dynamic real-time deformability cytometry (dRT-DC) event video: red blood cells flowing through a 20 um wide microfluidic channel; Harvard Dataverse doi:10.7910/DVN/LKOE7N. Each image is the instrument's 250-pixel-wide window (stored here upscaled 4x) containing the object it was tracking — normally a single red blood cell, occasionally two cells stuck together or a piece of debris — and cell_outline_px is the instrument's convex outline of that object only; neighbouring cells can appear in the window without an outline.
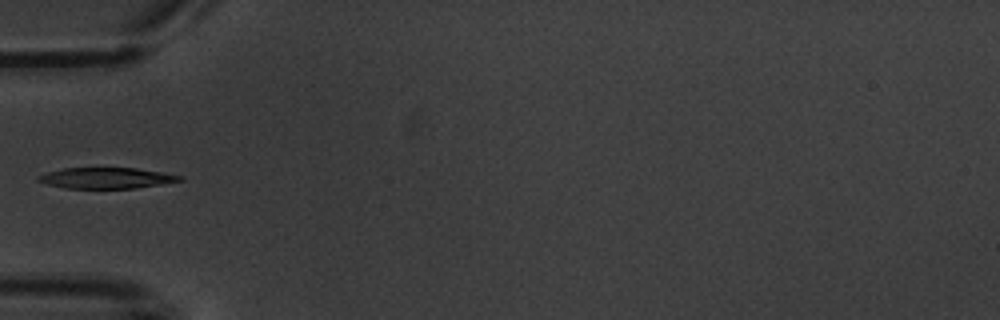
{"species": "common noctule bat (a hibernating species)", "species_latin": "Nyctalus noctula", "temperature_condition": "warm", "stored_images_in_passage": 4, "camera_frame_rate_fps": 3000, "um_per_image_px": 0.085, "animal": {"sex": "male", "body_mass_g": 20.1, "forearm_length_mm": 53.5}, "frame": {"image": 1, "passage_image": 1, "time_ms": 0.0, "image_size_px": [1000, 320], "cell_outline_px": [[184, 180], [136, 188], [68, 188], [48, 184], [36, 180], [36, 176], [48, 172], [64, 168], [136, 168], [184, 176]], "centroid_in_image_um": [9.05, 15.13], "position_along_channel_um": 76.0, "area_um2": 17.05}}
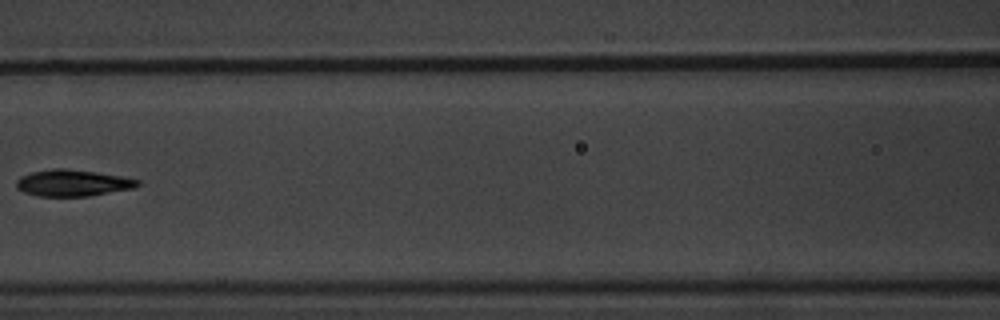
{"frame": {"image": 2, "passage_image": 3, "time_ms": 2.333, "image_size_px": [1000, 320], "cell_outline_px": [[140, 184], [132, 188], [88, 196], [36, 196], [24, 192], [16, 188], [16, 180], [20, 176], [32, 172], [52, 168], [64, 168], [96, 172], [120, 176], [140, 180]], "centroid_in_image_um": [6.13, 15.54], "position_along_channel_um": 160.5, "area_um2": 18.67}}
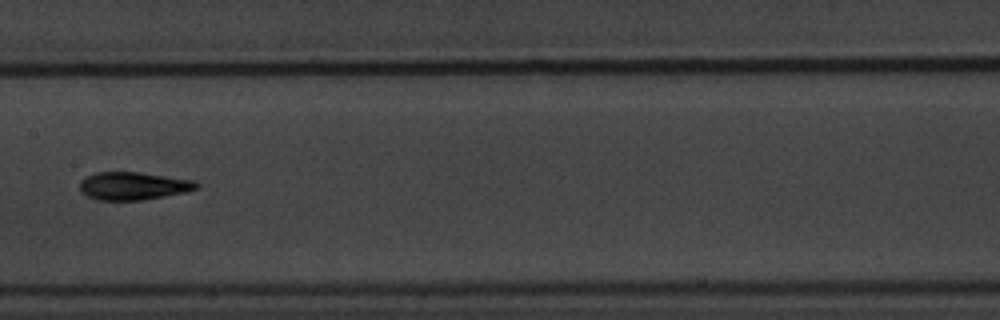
{"frame": {"image": 3, "passage_image": 4, "time_ms": 3.333, "image_size_px": [1000, 320], "cell_outline_px": [[200, 184], [196, 188], [184, 192], [164, 196], [140, 200], [96, 200], [80, 192], [80, 180], [96, 172], [140, 172], [196, 180]], "centroid_in_image_um": [11.32, 15.79], "position_along_channel_um": 196.1, "area_um2": 18.96}}